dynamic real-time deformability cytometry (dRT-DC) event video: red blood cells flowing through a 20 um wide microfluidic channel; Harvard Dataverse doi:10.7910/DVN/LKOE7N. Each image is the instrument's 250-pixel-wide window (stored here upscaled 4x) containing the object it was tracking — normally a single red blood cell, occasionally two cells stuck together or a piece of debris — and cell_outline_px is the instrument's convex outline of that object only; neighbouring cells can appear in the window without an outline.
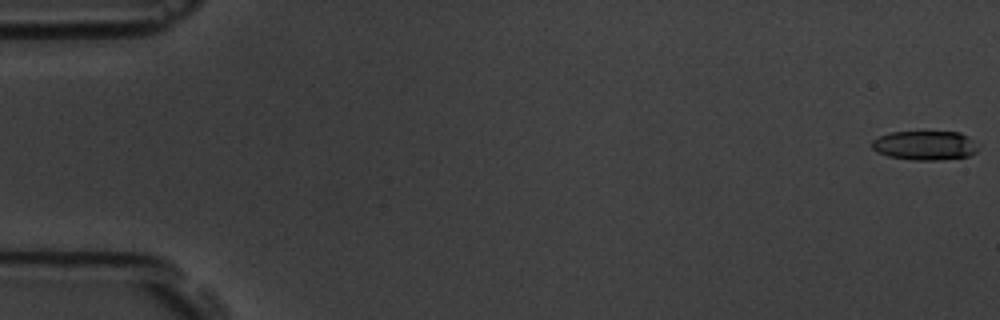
{"species": "common noctule bat (a hibernating species)", "species_latin": "Nyctalus noctula", "temperature_condition": "room temperature", "stored_images_in_passage": 4, "camera_frame_rate_fps": 3000, "um_per_image_px": 0.085, "animal": {"sex": "male", "body_mass_g": 19.5, "forearm_length_mm": 54.6}, "frame": {"image": 1, "passage_image": 1, "time_ms": 0.0, "image_size_px": [1000, 320], "cell_outline_px": [[976, 152], [968, 156], [940, 160], [912, 160], [888, 156], [876, 152], [872, 148], [872, 140], [880, 136], [892, 132], [960, 132], [968, 136], [972, 140], [976, 148]], "centroid_in_image_um": [78.58, 12.36], "position_along_channel_um": 6.4, "area_um2": 17.98}}